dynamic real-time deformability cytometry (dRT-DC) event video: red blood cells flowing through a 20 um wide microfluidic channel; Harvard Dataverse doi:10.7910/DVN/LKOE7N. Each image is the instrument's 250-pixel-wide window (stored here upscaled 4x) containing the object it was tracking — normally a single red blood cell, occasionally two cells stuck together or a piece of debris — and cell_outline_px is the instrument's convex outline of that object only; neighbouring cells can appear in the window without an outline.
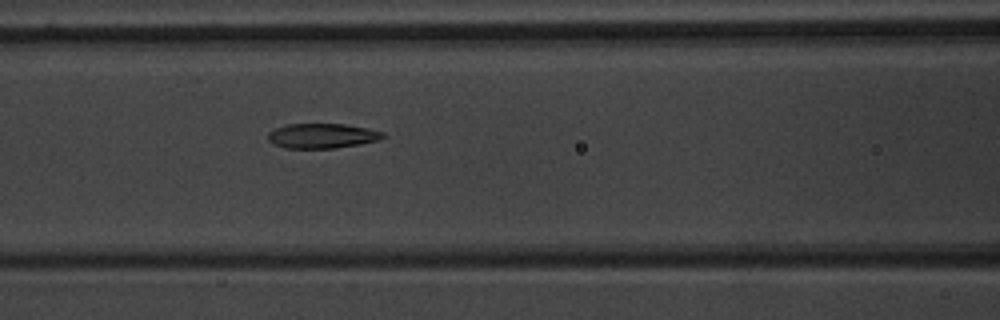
{"species": "common noctule bat (a hibernating species)", "species_latin": "Nyctalus noctula", "temperature_condition": "warm", "stored_images_in_passage": 32, "camera_frame_rate_fps": 3000, "um_per_image_px": 0.085, "animal": {"sex": "male", "body_mass_g": 20.1, "forearm_length_mm": 53.5}, "frame": {"image": 1, "passage_image": 9, "time_ms": 2.667, "image_size_px": [1000, 320], "cell_outline_px": [[388, 136], [380, 140], [360, 144], [332, 148], [284, 148], [268, 140], [268, 132], [276, 128], [288, 124], [344, 124], [368, 128], [384, 132]], "centroid_in_image_um": [27.43, 11.54], "position_along_channel_um": 139.2, "area_um2": 16.65}}
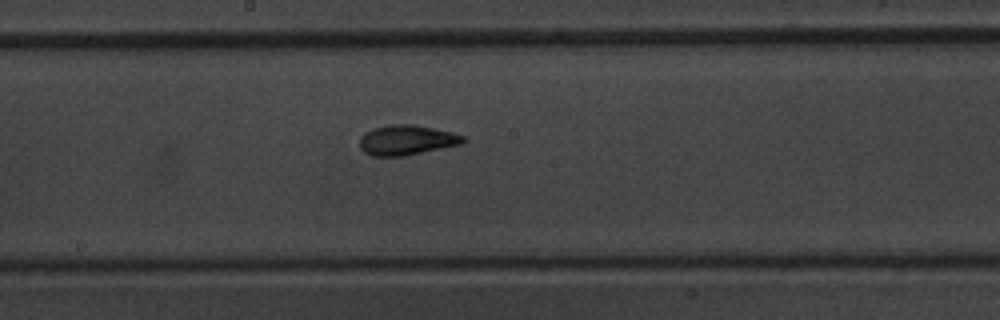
{"frame": {"image": 2, "passage_image": 15, "time_ms": 4.667, "image_size_px": [1000, 320], "cell_outline_px": [[468, 140], [464, 144], [404, 156], [372, 156], [364, 152], [360, 148], [360, 136], [364, 132], [372, 128], [388, 124], [412, 124], [452, 132], [464, 136]], "centroid_in_image_um": [34.57, 11.9], "position_along_channel_um": 213.6, "area_um2": 18.38}}
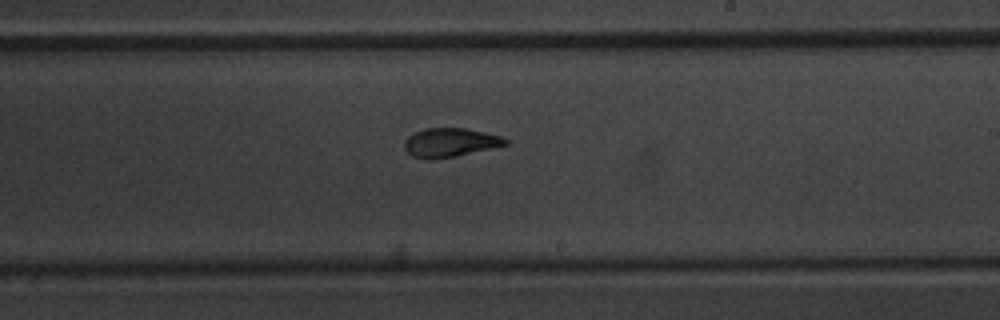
{"frame": {"image": 3, "passage_image": 18, "time_ms": 5.667, "image_size_px": [1000, 320], "cell_outline_px": [[508, 144], [492, 148], [456, 156], [432, 160], [428, 160], [412, 156], [404, 148], [404, 140], [408, 136], [424, 128], [468, 128], [500, 136], [508, 140]], "centroid_in_image_um": [38.23, 12.12], "position_along_channel_um": 250.8, "area_um2": 17.05}, "authors_computed_cell_mechanics": {"area_um2": 17.0799, "velocity_mm_per_s": 3.7294, "shape_relaxation_time_tau1_ms": 5.7914, "shape_relaxation_time_tau2_ms": 1.5044, "deformation_change_tau1": 0.1844, "deformation_change_tau2": 0.0638}}